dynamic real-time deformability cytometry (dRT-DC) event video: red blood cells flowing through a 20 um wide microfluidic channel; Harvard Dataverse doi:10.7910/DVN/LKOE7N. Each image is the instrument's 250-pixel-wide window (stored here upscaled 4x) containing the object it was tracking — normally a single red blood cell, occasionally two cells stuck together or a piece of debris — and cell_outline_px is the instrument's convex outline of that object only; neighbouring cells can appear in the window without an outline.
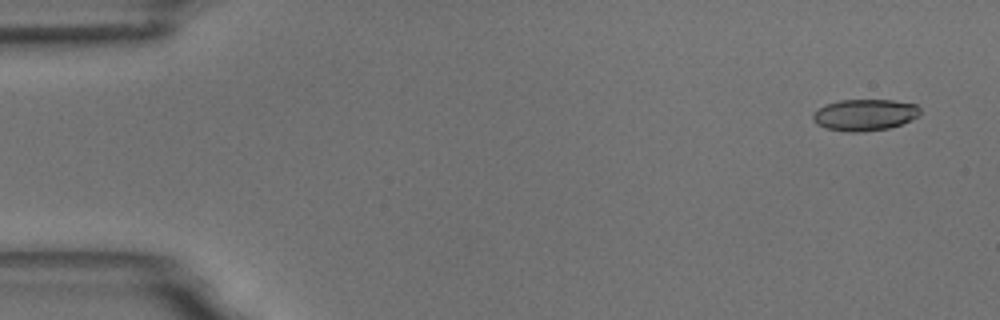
{"species": "common noctule bat (a hibernating species)", "species_latin": "Nyctalus noctula", "temperature_condition": "room temperature", "stored_images_in_passage": 54, "camera_frame_rate_fps": 3000, "um_per_image_px": 0.085, "animal": {"sex": "male", "body_mass_g": 18.8}, "frame": {"image": 1, "passage_image": 3, "time_ms": 0.667, "image_size_px": [1000, 320], "cell_outline_px": [[920, 116], [912, 120], [888, 128], [860, 132], [848, 132], [828, 128], [816, 124], [812, 120], [812, 112], [828, 104], [840, 100], [892, 100], [916, 104], [920, 108]], "centroid_in_image_um": [73.51, 9.76], "position_along_channel_um": 11.5, "area_um2": 19.65}}
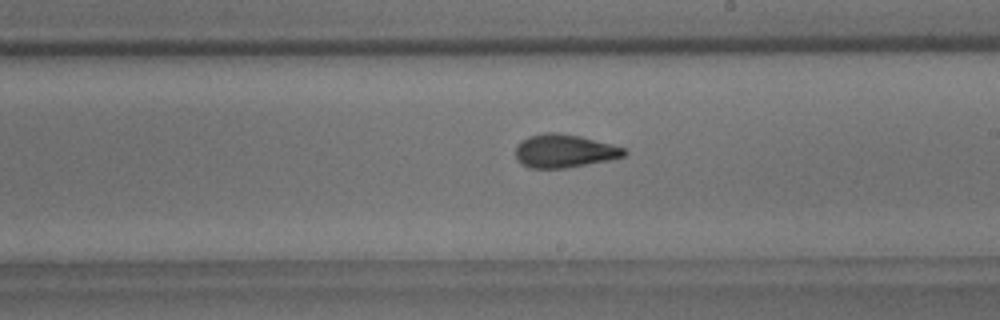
{"frame": {"image": 2, "passage_image": 31, "time_ms": 10.0, "image_size_px": [1000, 320], "cell_outline_px": [[628, 152], [624, 156], [608, 160], [564, 168], [528, 168], [520, 164], [516, 160], [516, 144], [528, 136], [544, 132], [556, 132], [580, 136], [612, 144], [624, 148]], "centroid_in_image_um": [47.92, 12.83], "position_along_channel_um": 241.1, "area_um2": 21.15}}
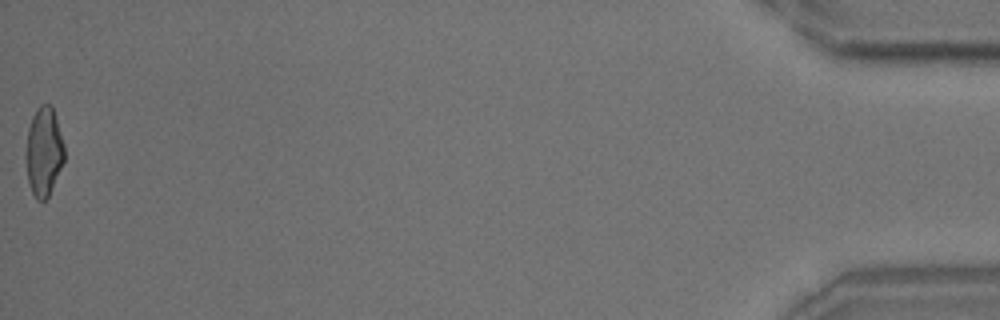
{"frame": {"image": 3, "passage_image": 54, "time_ms": 17.667, "image_size_px": [1000, 320], "cell_outline_px": [[64, 160], [48, 196], [44, 200], [36, 200], [32, 192], [28, 180], [24, 156], [28, 128], [32, 116], [36, 108], [40, 104], [52, 104], [56, 116], [64, 144]], "centroid_in_image_um": [3.7, 12.84], "position_along_channel_um": 431.5, "area_um2": 20.11}, "authors_computed_cell_mechanics": {"area_um2": 20.5479, "velocity_mm_per_s": 3.7693, "shape_relaxation_time_tau1_ms": 7.0328, "shape_relaxation_time_tau2_ms": 1.7597, "deformation_change_tau1": 0.1759, "deformation_change_tau2": 0.0954}}